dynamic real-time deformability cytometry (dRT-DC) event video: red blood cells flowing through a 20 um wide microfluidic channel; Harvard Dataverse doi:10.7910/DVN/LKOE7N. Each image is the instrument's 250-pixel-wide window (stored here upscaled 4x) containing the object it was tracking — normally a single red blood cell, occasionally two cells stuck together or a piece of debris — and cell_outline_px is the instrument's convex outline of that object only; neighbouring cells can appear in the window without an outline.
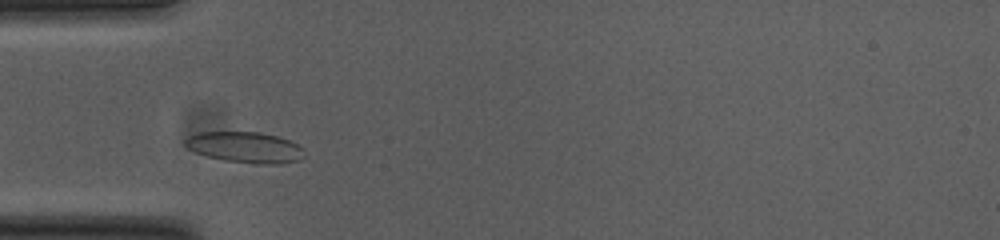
{"species": "common noctule bat (a hibernating species)", "species_latin": "Nyctalus noctula", "temperature_condition": "cold", "stored_images_in_passage": 32, "camera_frame_rate_fps": 3000, "um_per_image_px": 0.085, "animal": {"sex": "female", "body_mass_g": 23.0, "forearm_length_mm": 53.4}, "frame": {"image": 1, "passage_image": 5, "time_ms": 1.333, "image_size_px": [1000, 240], "cell_outline_px": [[304, 156], [300, 160], [280, 164], [256, 164], [224, 160], [208, 156], [196, 152], [188, 148], [184, 144], [184, 140], [188, 136], [196, 132], [260, 132], [276, 136], [288, 140], [304, 148]], "centroid_in_image_um": [20.84, 12.52], "position_along_channel_um": 64.2, "area_um2": 21.5}}
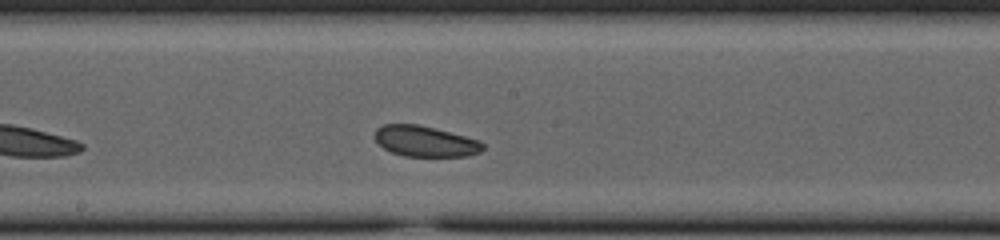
{"frame": {"image": 2, "passage_image": 17, "time_ms": 5.333, "image_size_px": [1000, 240], "cell_outline_px": [[484, 148], [480, 152], [468, 156], [404, 156], [392, 152], [384, 148], [376, 140], [376, 128], [384, 124], [420, 124], [480, 140], [484, 144]], "centroid_in_image_um": [36.17, 12.0], "position_along_channel_um": 212.0, "area_um2": 19.31}}
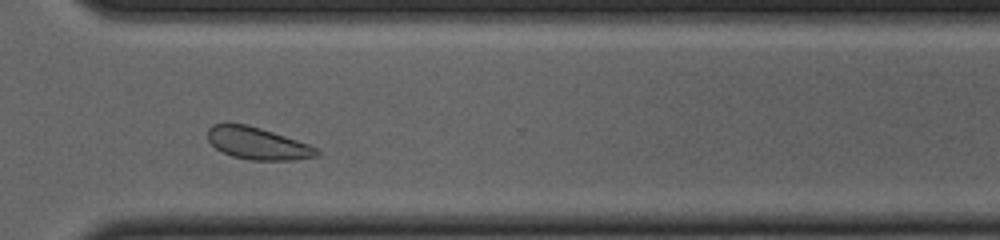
{"frame": {"image": 3, "passage_image": 28, "time_ms": 9.0, "image_size_px": [1000, 240], "cell_outline_px": [[320, 152], [316, 156], [292, 160], [252, 160], [232, 156], [216, 148], [208, 140], [208, 128], [212, 124], [248, 124], [308, 144], [316, 148]], "centroid_in_image_um": [21.87, 12.19], "position_along_channel_um": 348.7, "area_um2": 20.06}, "authors_computed_cell_mechanics": {"area_um2": 19.9988, "velocity_mm_per_s": 3.7168, "shape_relaxation_time_tau1_ms": null, "shape_relaxation_time_tau2_ms": 2.1058, "deformation_change_tau1": null, "deformation_change_tau2": 0.0684}}